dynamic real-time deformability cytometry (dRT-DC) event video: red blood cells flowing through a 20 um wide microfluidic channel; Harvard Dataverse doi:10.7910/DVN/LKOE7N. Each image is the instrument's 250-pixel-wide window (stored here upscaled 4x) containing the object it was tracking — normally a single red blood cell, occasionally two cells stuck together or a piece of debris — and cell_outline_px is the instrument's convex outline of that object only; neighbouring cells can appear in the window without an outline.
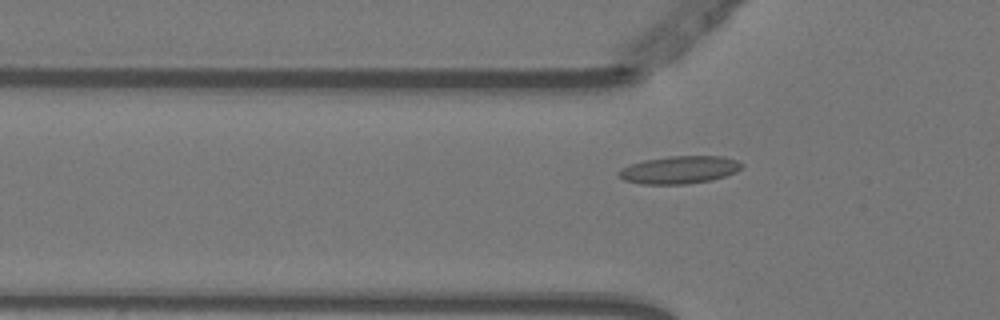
{"species": "Egyptian fruit bat (a non-hibernating species)", "species_latin": "Rousettus aegyptiacus", "temperature_condition": "warm", "stored_images_in_passage": 3, "camera_frame_rate_fps": 3000, "um_per_image_px": 0.085, "animal": {"sex": "female"}, "frame": {"image": 1, "passage_image": 3, "time_ms": 0.667, "image_size_px": [1000, 320], "cell_outline_px": [[744, 164], [736, 172], [712, 180], [684, 184], [640, 184], [624, 180], [616, 172], [620, 168], [628, 164], [644, 160], [668, 156], [720, 156], [736, 160]], "centroid_in_image_um": [57.7, 14.43], "position_along_channel_um": 68.1, "area_um2": 19.88}}